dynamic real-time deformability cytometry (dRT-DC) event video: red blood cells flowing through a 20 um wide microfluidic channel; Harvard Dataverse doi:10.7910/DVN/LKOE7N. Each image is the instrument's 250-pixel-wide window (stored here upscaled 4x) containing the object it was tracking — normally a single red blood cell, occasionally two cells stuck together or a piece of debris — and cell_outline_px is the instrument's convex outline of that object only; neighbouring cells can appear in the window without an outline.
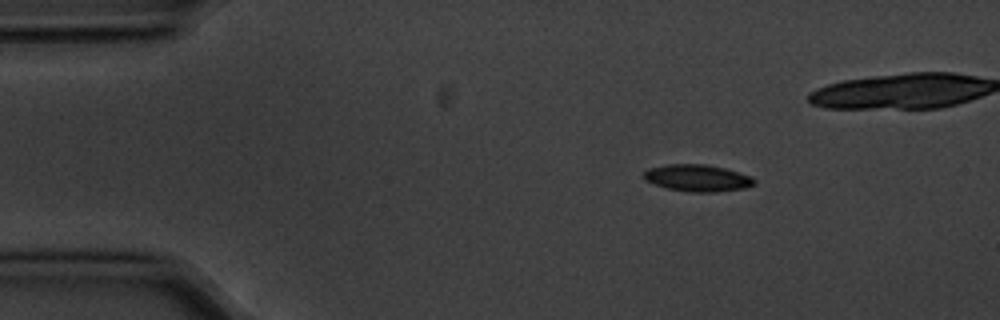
{"species": "common noctule bat (a hibernating species)", "species_latin": "Nyctalus noctula", "temperature_condition": "cold", "stored_images_in_passage": 4, "camera_frame_rate_fps": 3000, "um_per_image_px": 0.085, "animal": {"sex": "male", "body_mass_g": 20.1, "forearm_length_mm": 53.5}, "frame": {"image": 1, "passage_image": 1, "time_ms": 0.0, "image_size_px": [1000, 320], "cell_outline_px": [[756, 184], [744, 188], [716, 192], [692, 192], [668, 188], [644, 180], [644, 172], [648, 168], [668, 164], [704, 164], [724, 168], [752, 176], [756, 180]], "centroid_in_image_um": [59.31, 15.13], "position_along_channel_um": 25.7, "area_um2": 17.22}}